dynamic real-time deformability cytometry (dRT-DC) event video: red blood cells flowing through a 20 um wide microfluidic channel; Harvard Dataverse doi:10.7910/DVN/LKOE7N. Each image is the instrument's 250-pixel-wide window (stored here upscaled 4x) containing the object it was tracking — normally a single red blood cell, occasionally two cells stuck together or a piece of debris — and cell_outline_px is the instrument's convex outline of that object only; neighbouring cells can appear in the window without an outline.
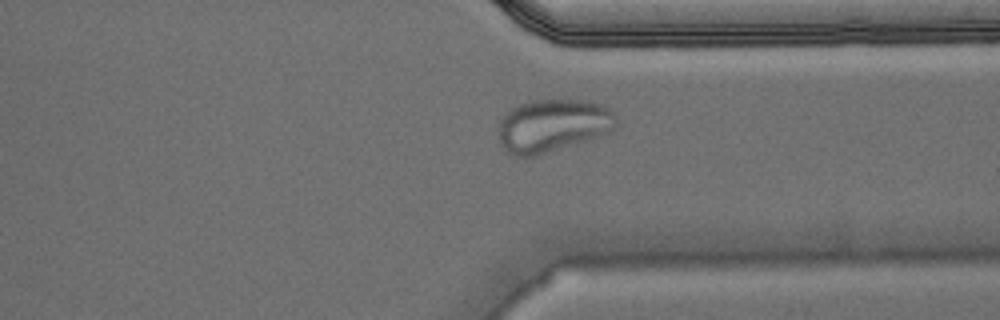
{"species": "Egyptian fruit bat (a non-hibernating species)", "species_latin": "Rousettus aegyptiacus", "temperature_condition": "warm", "stored_images_in_passage": 40, "camera_frame_rate_fps": 3000, "um_per_image_px": 0.085, "animal": {"sex": "male"}, "frame": {"image": 1, "passage_image": 29, "time_ms": 9.333, "image_size_px": [1000, 320], "cell_outline_px": [[616, 128], [600, 136], [588, 140], [536, 156], [516, 156], [508, 152], [500, 144], [496, 132], [500, 120], [512, 108], [520, 104], [532, 100], [584, 100], [600, 104], [608, 108], [616, 116]], "centroid_in_image_um": [46.96, 10.68], "position_along_channel_um": 364.4, "area_um2": 36.36}}